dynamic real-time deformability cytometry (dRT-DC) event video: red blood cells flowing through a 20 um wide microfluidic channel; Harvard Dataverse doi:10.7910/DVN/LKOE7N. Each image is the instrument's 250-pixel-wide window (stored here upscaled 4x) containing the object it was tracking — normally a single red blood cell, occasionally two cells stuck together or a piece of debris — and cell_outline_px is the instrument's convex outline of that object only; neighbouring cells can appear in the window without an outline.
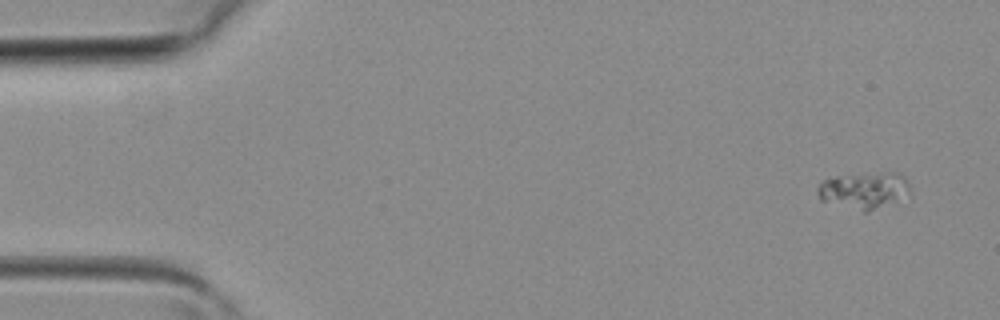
{"species": "common noctule bat (a hibernating species)", "species_latin": "Nyctalus noctula", "temperature_condition": "room temperature", "stored_images_in_passage": 4, "camera_frame_rate_fps": 3000, "um_per_image_px": 0.085, "animal": {"sex": "female", "body_mass_g": 19.3, "forearm_length_mm": 54.1}, "frame": {"image": 1, "passage_image": 1, "time_ms": 0.0, "image_size_px": [1000, 320], "cell_outline_px": [[912, 196], [868, 212], [864, 212], [820, 200], [816, 192], [816, 188], [824, 180], [836, 176], [888, 172], [896, 172], [904, 176], [908, 184]], "centroid_in_image_um": [73.49, 16.19], "position_along_channel_um": 11.5, "area_um2": 20.0}}
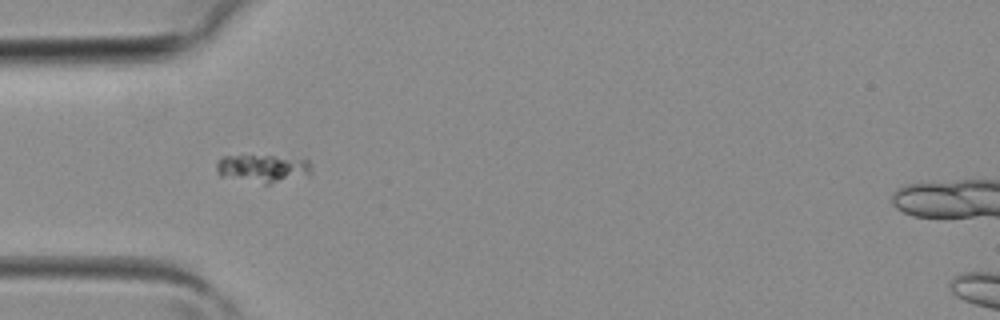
{"frame": {"image": 2, "passage_image": 4, "time_ms": 1.0, "image_size_px": [1000, 320], "cell_outline_px": [[312, 176], [268, 184], [264, 184], [220, 176], [216, 172], [216, 164], [224, 156], [272, 156], [308, 160], [312, 172]], "centroid_in_image_um": [22.38, 14.34], "position_along_channel_um": 62.6, "area_um2": 15.55}}